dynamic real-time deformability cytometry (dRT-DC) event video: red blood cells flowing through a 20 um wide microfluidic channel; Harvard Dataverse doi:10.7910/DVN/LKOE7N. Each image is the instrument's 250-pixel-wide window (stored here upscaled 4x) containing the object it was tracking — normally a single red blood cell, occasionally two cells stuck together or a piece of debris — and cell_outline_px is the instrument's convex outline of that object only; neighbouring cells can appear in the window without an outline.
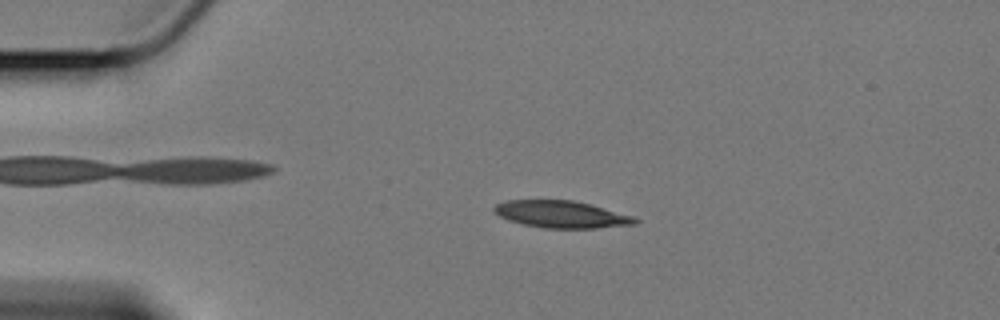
{"species": "Egyptian fruit bat (a non-hibernating species)", "species_latin": "Rousettus aegyptiacus", "temperature_condition": "cold", "stored_images_in_passage": 56, "camera_frame_rate_fps": 3000, "um_per_image_px": 0.085, "animal": {"sex": "female"}, "frame": {"image": 1, "passage_image": 10, "time_ms": 3.0, "image_size_px": [1000, 320], "cell_outline_px": [[640, 220], [636, 224], [596, 228], [544, 228], [524, 224], [508, 220], [500, 216], [492, 208], [496, 204], [508, 200], [572, 200], [592, 204], [632, 216]], "centroid_in_image_um": [47.73, 18.21], "position_along_channel_um": 37.3, "area_um2": 22.14}}
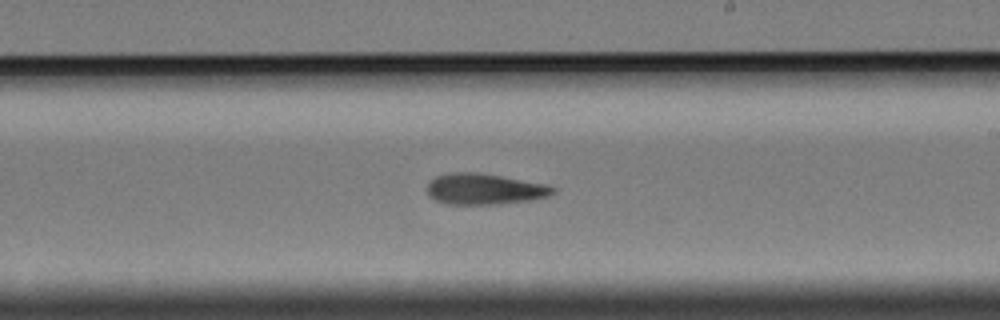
{"frame": {"image": 2, "passage_image": 32, "time_ms": 10.333, "image_size_px": [1000, 320], "cell_outline_px": [[556, 192], [548, 196], [528, 200], [500, 204], [448, 204], [436, 200], [428, 196], [428, 184], [436, 176], [452, 172], [480, 172], [548, 184], [556, 188]], "centroid_in_image_um": [41.21, 16.06], "position_along_channel_um": 247.8, "area_um2": 22.77}}
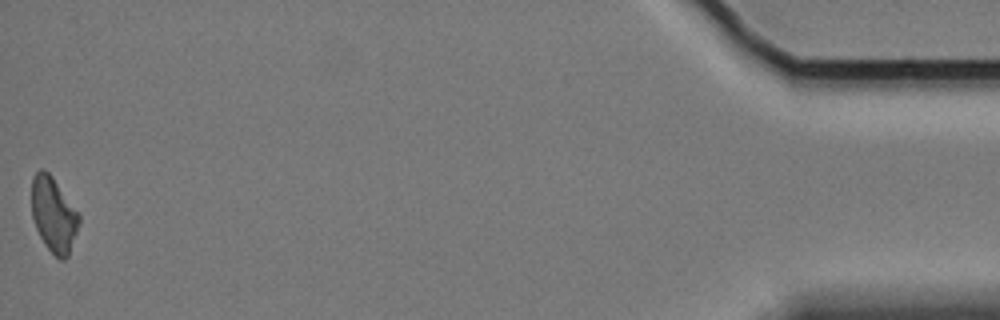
{"frame": {"image": 3, "passage_image": 56, "time_ms": 18.333, "image_size_px": [1000, 320], "cell_outline_px": [[80, 224], [68, 256], [64, 260], [60, 260], [44, 244], [36, 228], [32, 216], [32, 176], [40, 168], [44, 168], [52, 176], [80, 216]], "centroid_in_image_um": [4.55, 18.24], "position_along_channel_um": 430.6, "area_um2": 20.58}, "authors_computed_cell_mechanics": {"area_um2": 22.3397, "velocity_mm_per_s": 3.388, "shape_relaxation_time_tau1_ms": null, "shape_relaxation_time_tau2_ms": 9.1327, "deformation_change_tau1": null, "deformation_change_tau2": 0.1925}}